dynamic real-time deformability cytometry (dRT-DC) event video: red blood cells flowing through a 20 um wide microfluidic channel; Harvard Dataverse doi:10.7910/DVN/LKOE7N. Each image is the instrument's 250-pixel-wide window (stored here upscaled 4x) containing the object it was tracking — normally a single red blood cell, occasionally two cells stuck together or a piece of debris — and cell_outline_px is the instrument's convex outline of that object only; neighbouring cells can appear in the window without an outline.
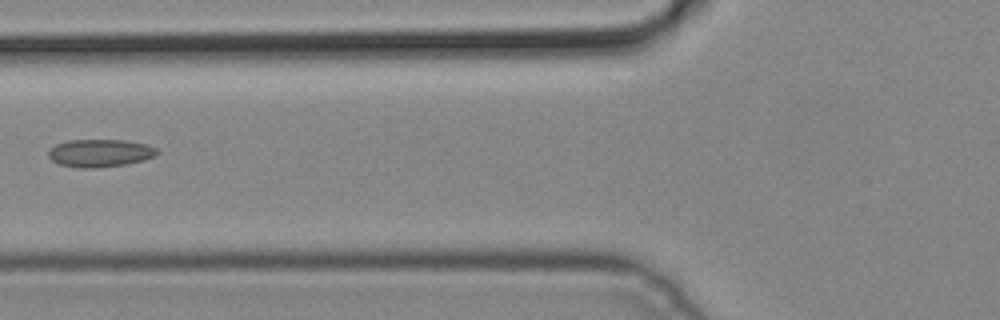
{"species": "common noctule bat (a hibernating species)", "species_latin": "Nyctalus noctula", "temperature_condition": "cold", "stored_images_in_passage": 6, "camera_frame_rate_fps": 3000, "um_per_image_px": 0.085, "animal": {"sex": "male", "body_mass_g": 19.2, "forearm_length_mm": 51.8}, "frame": {"image": 1, "passage_image": 5, "time_ms": 1.333, "image_size_px": [1000, 320], "cell_outline_px": [[160, 152], [156, 156], [144, 160], [124, 164], [96, 168], [80, 168], [60, 164], [52, 160], [48, 156], [48, 152], [56, 144], [68, 140], [124, 140], [148, 144], [156, 148]], "centroid_in_image_um": [8.53, 13.0], "position_along_channel_um": 117.3, "area_um2": 17.57}}
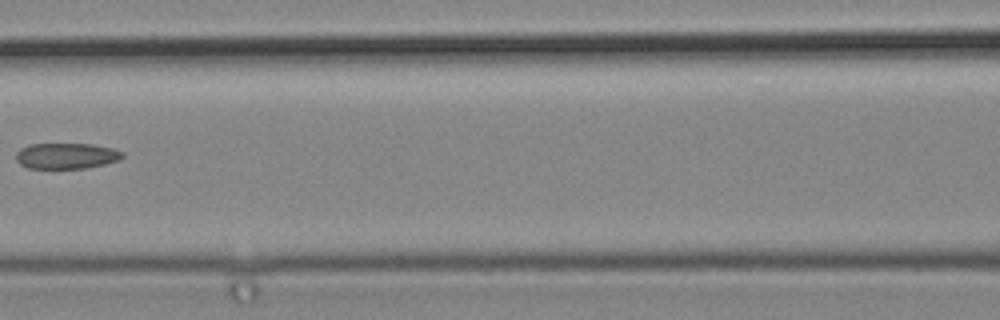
{"frame": {"image": 2, "passage_image": 6, "time_ms": 1.667, "image_size_px": [1000, 320], "cell_outline_px": [[124, 156], [120, 160], [104, 164], [84, 168], [28, 168], [20, 164], [16, 160], [16, 152], [20, 148], [28, 144], [92, 144], [112, 148], [124, 152]], "centroid_in_image_um": [5.64, 13.24], "position_along_channel_um": 161.0, "area_um2": 16.07}}